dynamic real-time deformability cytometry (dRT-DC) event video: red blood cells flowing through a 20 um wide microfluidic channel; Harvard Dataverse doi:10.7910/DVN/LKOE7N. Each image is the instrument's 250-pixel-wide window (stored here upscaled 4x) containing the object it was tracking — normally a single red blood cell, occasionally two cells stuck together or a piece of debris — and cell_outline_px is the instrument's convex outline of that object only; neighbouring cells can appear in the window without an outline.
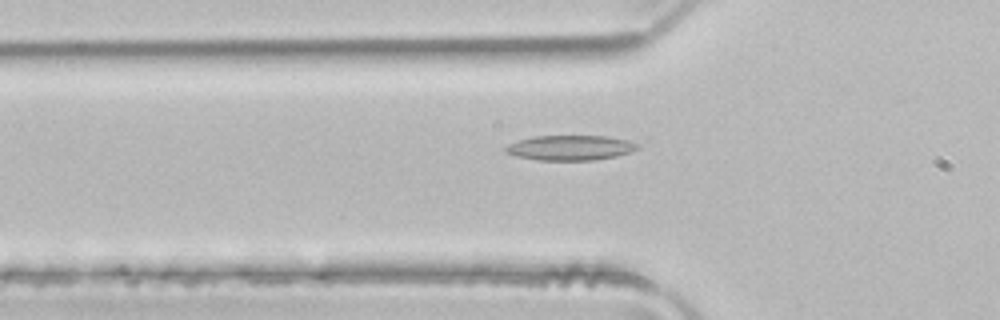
{"species": "common noctule bat (a hibernating species)", "species_latin": "Nyctalus noctula", "temperature_condition": "room temperature", "stored_images_in_passage": 51, "camera_frame_rate_fps": 3000, "um_per_image_px": 0.085, "animal": {"sex": "male", "body_mass_g": 21.5, "forearm_length_mm": 52.0}, "frame": {"image": 1, "passage_image": 17, "time_ms": 5.333, "image_size_px": [1000, 320], "cell_outline_px": [[640, 148], [632, 152], [616, 156], [592, 160], [536, 160], [516, 156], [504, 152], [504, 148], [508, 144], [520, 140], [536, 136], [608, 136], [628, 140], [640, 144]], "centroid_in_image_um": [48.51, 12.56], "position_along_channel_um": 77.3, "area_um2": 19.31}}
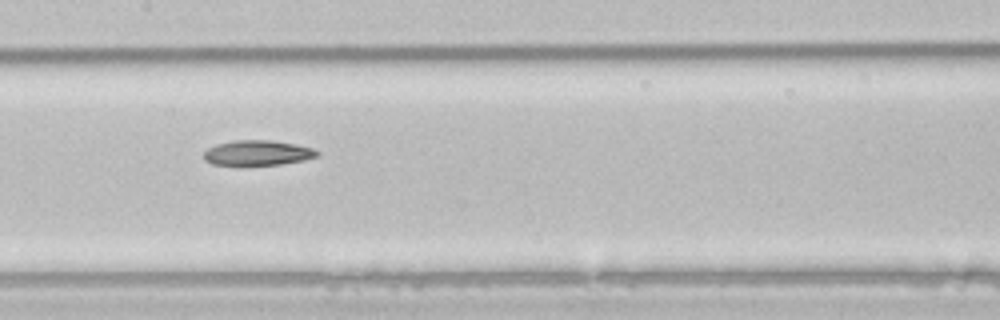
{"frame": {"image": 2, "passage_image": 25, "time_ms": 8.0, "image_size_px": [1000, 320], "cell_outline_px": [[320, 156], [304, 160], [280, 164], [212, 164], [204, 160], [204, 152], [208, 148], [216, 144], [232, 140], [272, 140], [296, 144], [312, 148], [320, 152]], "centroid_in_image_um": [21.92, 12.97], "position_along_channel_um": 185.5, "area_um2": 16.47}}
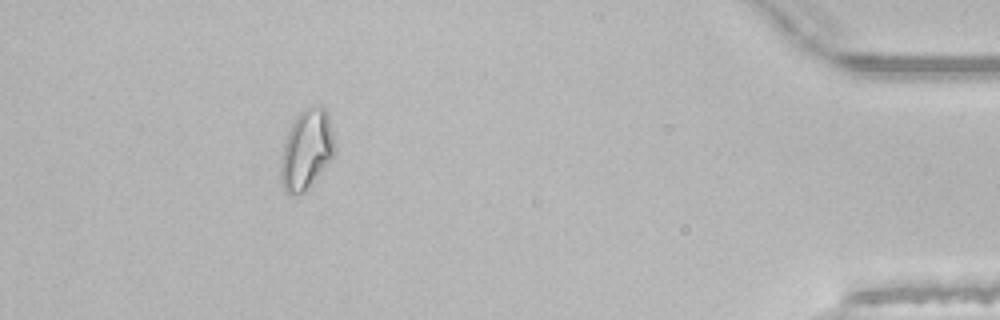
{"frame": {"image": 3, "passage_image": 46, "time_ms": 15.0, "image_size_px": [1000, 320], "cell_outline_px": [[336, 152], [332, 160], [312, 184], [304, 192], [288, 196], [284, 192], [280, 180], [280, 156], [288, 132], [296, 116], [304, 108], [312, 104], [320, 104], [324, 108], [328, 116], [336, 148]], "centroid_in_image_um": [26.05, 12.74], "position_along_channel_um": 409.1, "area_um2": 25.61}, "authors_computed_cell_mechanics": {"area_um2": 19.1896, "velocity_mm_per_s": 4.0272, "shape_relaxation_time_tau1_ms": 9.9036, "shape_relaxation_time_tau2_ms": null, "deformation_change_tau1": 0.191, "deformation_change_tau2": null}}